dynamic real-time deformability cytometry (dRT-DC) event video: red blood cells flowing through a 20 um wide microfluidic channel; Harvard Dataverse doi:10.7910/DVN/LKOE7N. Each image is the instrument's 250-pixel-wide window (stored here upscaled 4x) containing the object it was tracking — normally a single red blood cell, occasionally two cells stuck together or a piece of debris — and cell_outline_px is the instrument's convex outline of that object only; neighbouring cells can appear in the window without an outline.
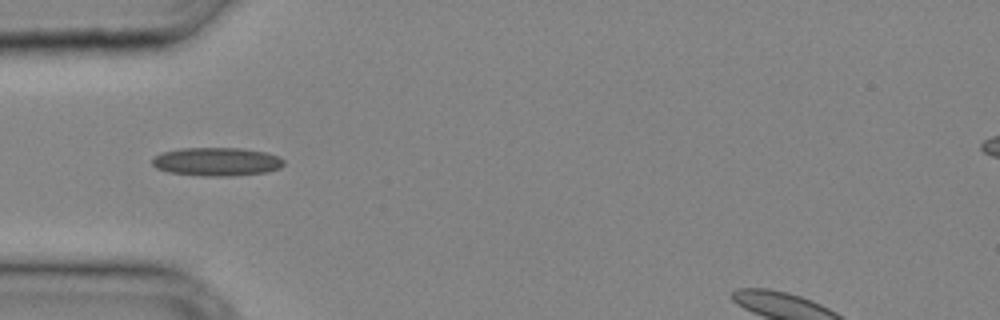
{"species": "common noctule bat (a hibernating species)", "species_latin": "Nyctalus noctula", "temperature_condition": "cold", "stored_images_in_passage": 24, "camera_frame_rate_fps": 3000, "um_per_image_px": 0.085, "animal": {"sex": "male", "body_mass_g": 20.4}, "frame": {"image": 1, "passage_image": 1, "time_ms": 0.0, "image_size_px": [1000, 320], "cell_outline_px": [[284, 164], [280, 168], [268, 172], [228, 176], [204, 176], [168, 172], [156, 168], [152, 164], [152, 160], [160, 152], [180, 148], [240, 148], [264, 152], [280, 156], [284, 160]], "centroid_in_image_um": [18.42, 13.74], "position_along_channel_um": 66.6, "area_um2": 21.91}}
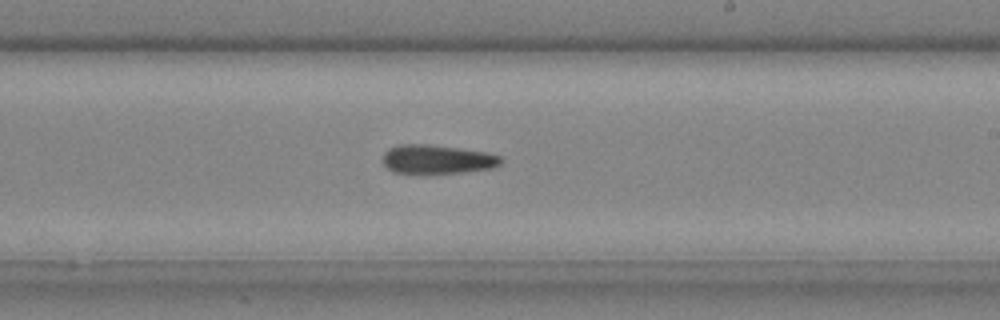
{"frame": {"image": 2, "passage_image": 11, "time_ms": 3.333, "image_size_px": [1000, 320], "cell_outline_px": [[504, 160], [500, 164], [492, 168], [464, 172], [392, 172], [384, 164], [384, 152], [388, 148], [400, 144], [428, 144], [488, 152], [500, 156]], "centroid_in_image_um": [37.19, 13.52], "position_along_channel_um": 251.8, "area_um2": 19.65}}